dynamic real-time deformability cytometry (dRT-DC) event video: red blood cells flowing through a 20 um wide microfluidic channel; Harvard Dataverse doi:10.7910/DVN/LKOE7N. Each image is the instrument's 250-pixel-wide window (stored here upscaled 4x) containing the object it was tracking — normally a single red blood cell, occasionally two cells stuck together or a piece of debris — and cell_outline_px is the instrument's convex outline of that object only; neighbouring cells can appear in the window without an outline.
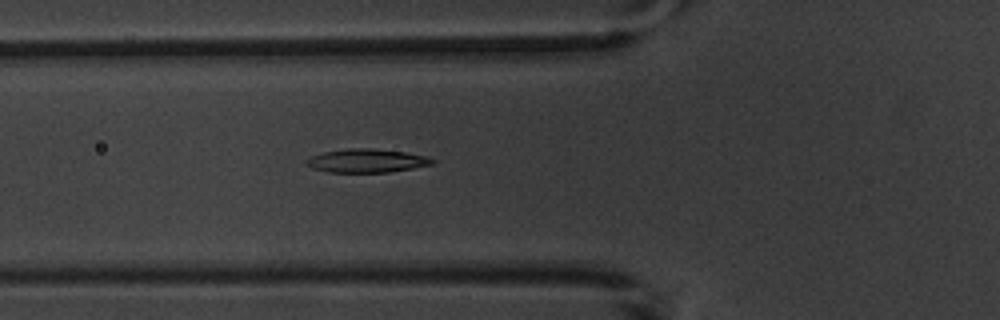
{"species": "common noctule bat (a hibernating species)", "species_latin": "Nyctalus noctula", "temperature_condition": "warm", "stored_images_in_passage": 5, "camera_frame_rate_fps": 3000, "um_per_image_px": 0.085, "animal": {"sex": "male", "body_mass_g": 20.1, "forearm_length_mm": 53.5}, "frame": {"image": 1, "passage_image": 5, "time_ms": 5.667, "image_size_px": [1000, 320], "cell_outline_px": [[436, 160], [432, 164], [412, 168], [388, 172], [328, 172], [312, 168], [304, 164], [304, 160], [312, 156], [324, 152], [348, 148], [372, 148], [404, 152], [428, 156]], "centroid_in_image_um": [31.15, 13.66], "position_along_channel_um": 94.7, "area_um2": 17.28}}